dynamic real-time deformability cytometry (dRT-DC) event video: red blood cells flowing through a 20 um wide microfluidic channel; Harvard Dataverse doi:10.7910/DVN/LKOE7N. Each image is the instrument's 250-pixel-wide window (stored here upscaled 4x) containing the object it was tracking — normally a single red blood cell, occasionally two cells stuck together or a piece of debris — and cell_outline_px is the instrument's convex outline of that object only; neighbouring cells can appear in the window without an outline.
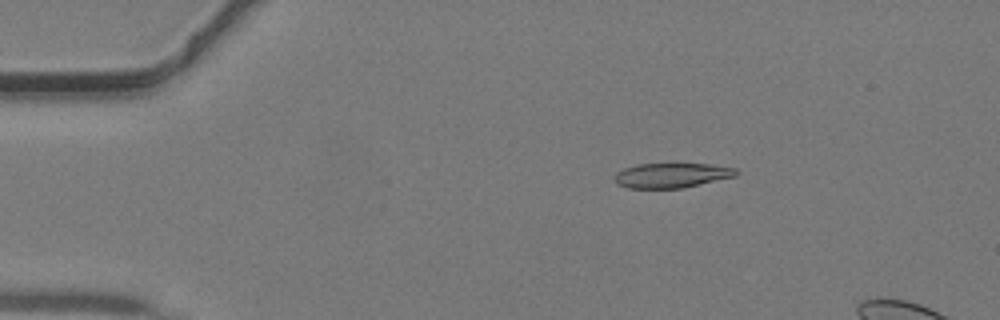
{"species": "common noctule bat (a hibernating species)", "species_latin": "Nyctalus noctula", "temperature_condition": "warm", "stored_images_in_passage": 6, "camera_frame_rate_fps": 3000, "um_per_image_px": 0.085, "animal": {"sex": "male", "body_mass_g": 19.2, "forearm_length_mm": 51.8}, "frame": {"image": 1, "passage_image": 1, "time_ms": 0.0, "image_size_px": [1000, 320], "cell_outline_px": [[740, 172], [736, 176], [684, 188], [628, 188], [616, 184], [616, 172], [624, 168], [636, 164], [708, 164], [736, 168]], "centroid_in_image_um": [57.11, 14.91], "position_along_channel_um": 27.9, "area_um2": 17.57}}